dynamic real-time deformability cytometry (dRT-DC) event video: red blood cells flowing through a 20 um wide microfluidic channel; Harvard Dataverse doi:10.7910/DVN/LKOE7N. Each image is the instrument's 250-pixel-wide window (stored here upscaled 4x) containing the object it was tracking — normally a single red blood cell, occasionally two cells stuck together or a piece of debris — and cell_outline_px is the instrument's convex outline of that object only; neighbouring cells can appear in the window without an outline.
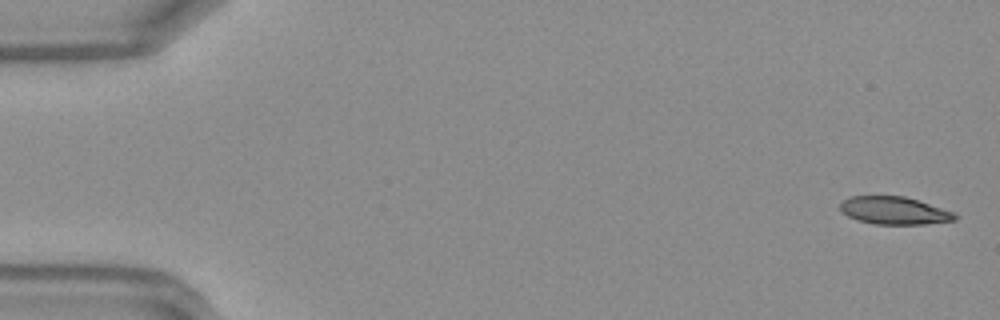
{"species": "Egyptian fruit bat (a non-hibernating species)", "species_latin": "Rousettus aegyptiacus", "temperature_condition": "warm", "stored_images_in_passage": 47, "camera_frame_rate_fps": 3000, "um_per_image_px": 0.085, "frame": {"image": 1, "passage_image": 1, "time_ms": 0.0, "image_size_px": [1000, 320], "cell_outline_px": [[956, 216], [952, 220], [912, 224], [884, 224], [864, 220], [852, 216], [844, 212], [844, 208], [848, 200], [856, 196], [900, 196], [916, 200], [948, 212]], "centroid_in_image_um": [76.04, 17.89], "position_along_channel_um": 9.0, "area_um2": 16.59}}
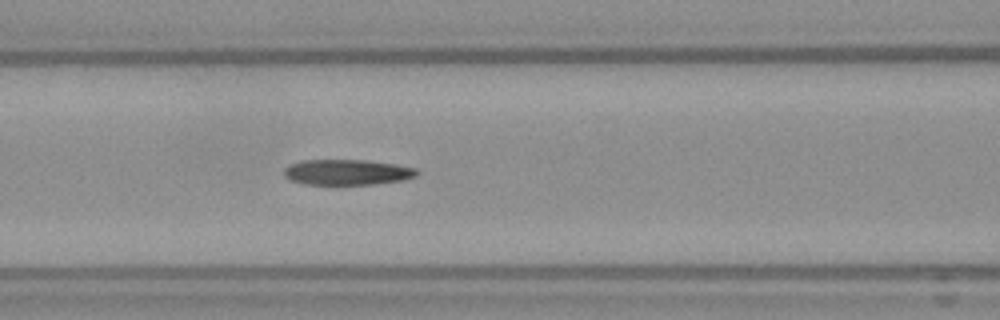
{"frame": {"image": 2, "passage_image": 20, "time_ms": 6.333, "image_size_px": [1000, 320], "cell_outline_px": [[416, 172], [408, 176], [392, 180], [356, 184], [320, 184], [296, 180], [288, 176], [288, 168], [296, 164], [316, 160], [344, 160], [384, 164], [408, 168]], "centroid_in_image_um": [29.4, 14.64], "position_along_channel_um": 137.2, "area_um2": 16.88}}
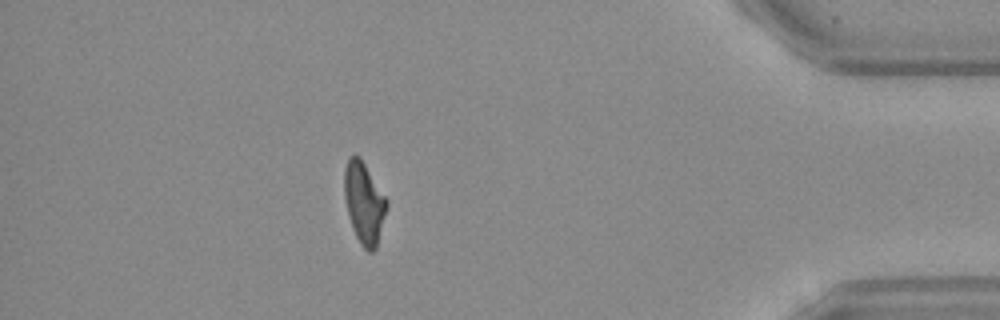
{"frame": {"image": 3, "passage_image": 42, "time_ms": 13.667, "image_size_px": [1000, 320], "cell_outline_px": [[384, 212], [376, 244], [372, 248], [368, 248], [360, 240], [352, 224], [348, 208], [344, 188], [344, 180], [348, 160], [352, 156], [356, 156], [360, 160], [384, 196]], "centroid_in_image_um": [30.91, 17.18], "position_along_channel_um": 404.3, "area_um2": 17.51}, "authors_computed_cell_mechanics": {"area_um2": 16.8776, "velocity_mm_per_s": 4.2514, "shape_relaxation_time_tau1_ms": null, "shape_relaxation_time_tau2_ms": 9.1294, "deformation_change_tau1": null, "deformation_change_tau2": 0.2792}}